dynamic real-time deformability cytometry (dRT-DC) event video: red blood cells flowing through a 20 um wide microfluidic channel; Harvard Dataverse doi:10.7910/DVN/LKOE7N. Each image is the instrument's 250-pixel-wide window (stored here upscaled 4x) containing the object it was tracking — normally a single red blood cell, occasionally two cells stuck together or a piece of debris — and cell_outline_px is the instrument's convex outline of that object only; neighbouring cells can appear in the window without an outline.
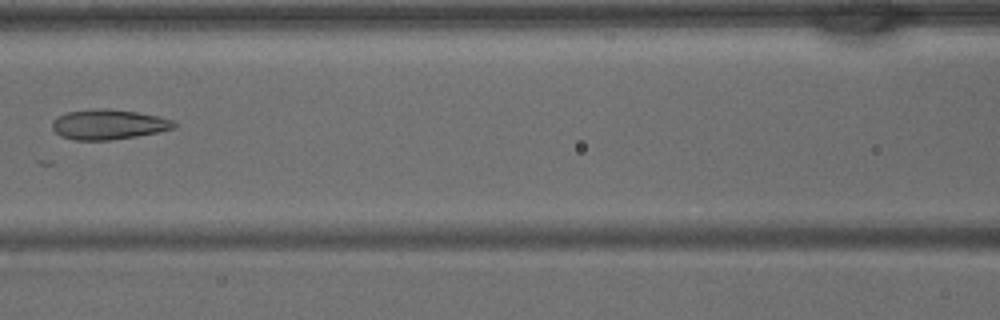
{"species": "common noctule bat (a hibernating species)", "species_latin": "Nyctalus noctula", "temperature_condition": "warm", "stored_images_in_passage": 37, "camera_frame_rate_fps": 3000, "um_per_image_px": 0.085, "animal": {"sex": "male", "body_mass_g": 15.6}, "frame": {"image": 1, "passage_image": 16, "time_ms": 5.0, "image_size_px": [1000, 320], "cell_outline_px": [[176, 128], [160, 132], [112, 140], [76, 140], [60, 136], [52, 128], [52, 120], [56, 116], [68, 112], [100, 108], [108, 108], [136, 112], [160, 116], [172, 120], [176, 124]], "centroid_in_image_um": [9.23, 10.58], "position_along_channel_um": 157.4, "area_um2": 21.44}}